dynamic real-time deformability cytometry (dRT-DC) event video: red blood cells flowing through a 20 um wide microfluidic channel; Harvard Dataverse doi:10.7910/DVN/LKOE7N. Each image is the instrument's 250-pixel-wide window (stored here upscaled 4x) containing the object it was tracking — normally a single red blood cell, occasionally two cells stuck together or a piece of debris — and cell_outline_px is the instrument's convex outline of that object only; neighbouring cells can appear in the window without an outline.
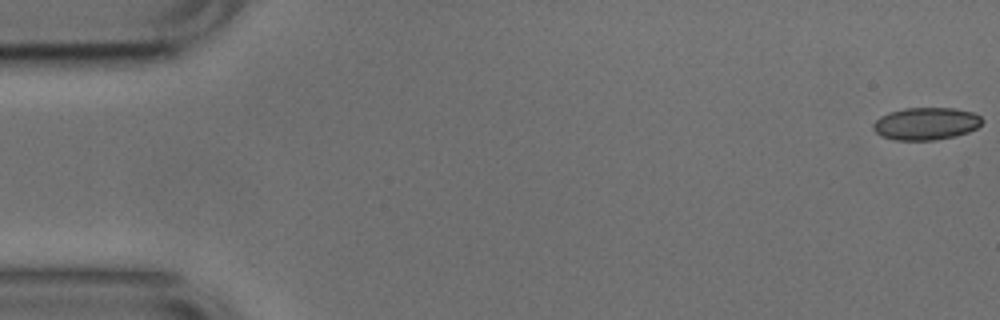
{"species": "common noctule bat (a hibernating species)", "species_latin": "Nyctalus noctula", "temperature_condition": "cold", "stored_images_in_passage": 53, "camera_frame_rate_fps": 3000, "um_per_image_px": 0.085, "animal": {"sex": "male", "body_mass_g": 17.9, "forearm_length_mm": 54.2}, "frame": {"image": 1, "passage_image": 1, "time_ms": 0.0, "image_size_px": [1000, 320], "cell_outline_px": [[984, 120], [976, 128], [968, 132], [956, 136], [936, 140], [896, 140], [880, 136], [872, 128], [872, 124], [880, 116], [888, 112], [904, 108], [956, 108], [972, 112], [980, 116]], "centroid_in_image_um": [78.69, 10.51], "position_along_channel_um": 6.3, "area_um2": 20.75}}
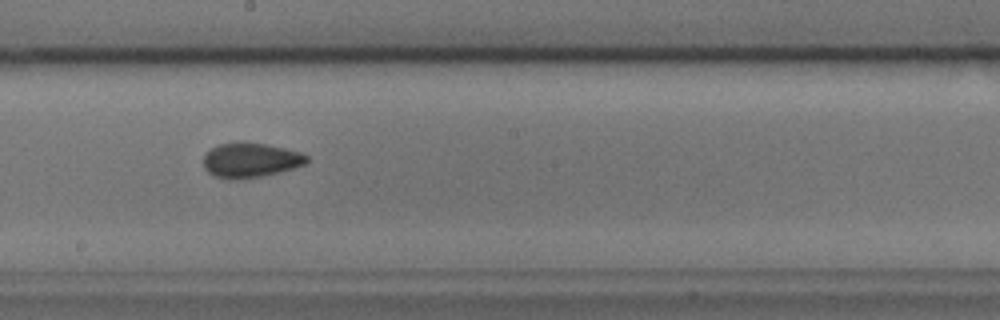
{"frame": {"image": 2, "passage_image": 29, "time_ms": 9.333, "image_size_px": [1000, 320], "cell_outline_px": [[308, 160], [304, 164], [292, 168], [260, 176], [216, 176], [208, 172], [204, 168], [204, 156], [212, 148], [220, 144], [244, 140], [284, 148], [300, 152], [308, 156]], "centroid_in_image_um": [21.31, 13.54], "position_along_channel_um": 226.9, "area_um2": 20.06}}
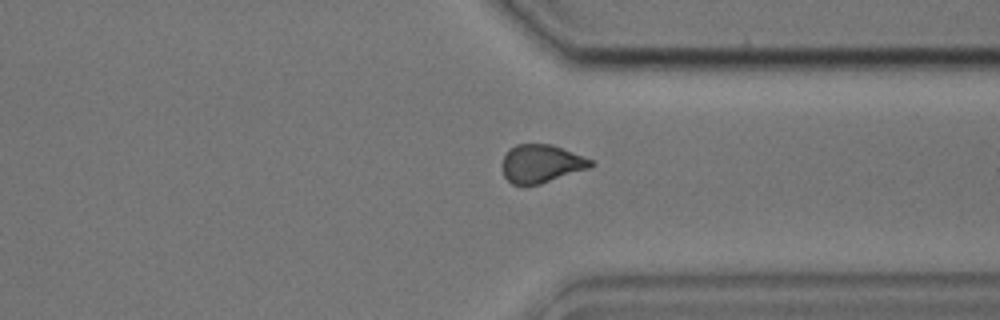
{"frame": {"image": 3, "passage_image": 40, "time_ms": 13.0, "image_size_px": [1000, 320], "cell_outline_px": [[596, 164], [588, 168], [540, 184], [512, 184], [504, 176], [504, 156], [508, 148], [516, 144], [552, 144], [592, 160]], "centroid_in_image_um": [46.01, 13.89], "position_along_channel_um": 365.4, "area_um2": 19.36}, "authors_computed_cell_mechanics": {"area_um2": 20.2878, "velocity_mm_per_s": 3.7921, "shape_relaxation_time_tau1_ms": 4.0267, "shape_relaxation_time_tau2_ms": 1.306, "deformation_change_tau1": 0.107, "deformation_change_tau2": 0.0535}}